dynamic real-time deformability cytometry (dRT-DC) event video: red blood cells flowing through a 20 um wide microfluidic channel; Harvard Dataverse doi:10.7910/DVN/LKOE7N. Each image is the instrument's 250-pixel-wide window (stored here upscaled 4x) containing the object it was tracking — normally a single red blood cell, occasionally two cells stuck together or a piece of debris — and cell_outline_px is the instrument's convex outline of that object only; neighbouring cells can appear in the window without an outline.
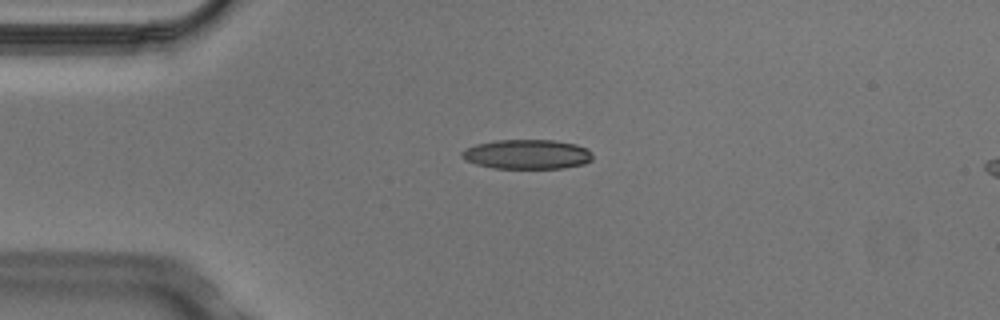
{"species": "Egyptian fruit bat (a non-hibernating species)", "species_latin": "Rousettus aegyptiacus", "temperature_condition": "cold", "stored_images_in_passage": 5, "segment_of_instrument_passage": [1, 2], "camera_frame_rate_fps": 3000, "um_per_image_px": 0.085, "animal": {"sex": "male"}, "frame": {"image": 1, "passage_image": 3, "time_ms": 0.667, "image_size_px": [1000, 320], "cell_outline_px": [[592, 160], [584, 164], [564, 168], [492, 168], [476, 164], [464, 160], [460, 156], [460, 152], [464, 148], [476, 144], [496, 140], [556, 140], [576, 144], [592, 152]], "centroid_in_image_um": [44.77, 13.11], "position_along_channel_um": 40.2, "area_um2": 22.72}}